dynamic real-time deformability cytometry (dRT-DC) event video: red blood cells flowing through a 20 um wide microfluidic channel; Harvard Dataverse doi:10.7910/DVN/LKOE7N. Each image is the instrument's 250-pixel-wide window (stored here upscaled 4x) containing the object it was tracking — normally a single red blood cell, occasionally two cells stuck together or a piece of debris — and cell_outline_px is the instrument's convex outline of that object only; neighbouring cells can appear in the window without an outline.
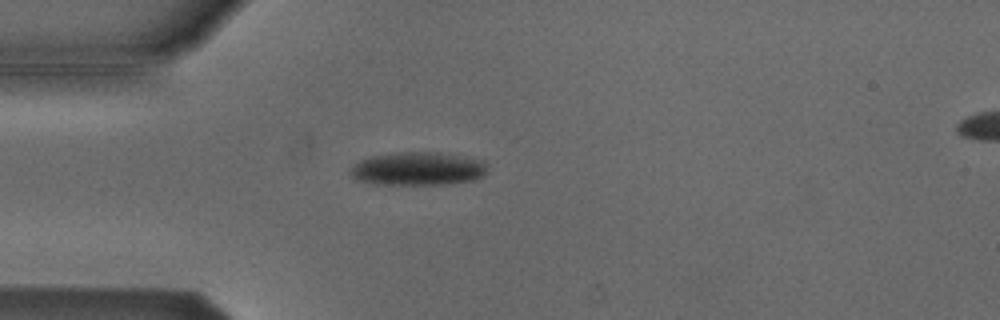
{"species": "Egyptian fruit bat (a non-hibernating species)", "species_latin": "Rousettus aegyptiacus", "temperature_condition": "cold", "stored_images_in_passage": 5, "segment_of_instrument_passage": [1, 2], "camera_frame_rate_fps": 3000, "um_per_image_px": 0.085, "animal": {"sex": "male"}, "frame": {"image": 1, "passage_image": 4, "time_ms": 1.0, "image_size_px": [1000, 320], "cell_outline_px": [[488, 164], [484, 172], [480, 176], [472, 180], [452, 184], [376, 184], [356, 180], [352, 176], [352, 168], [360, 160], [372, 156], [400, 152], [440, 152], [484, 160]], "centroid_in_image_um": [35.55, 14.34], "position_along_channel_um": 49.4, "area_um2": 26.41}}